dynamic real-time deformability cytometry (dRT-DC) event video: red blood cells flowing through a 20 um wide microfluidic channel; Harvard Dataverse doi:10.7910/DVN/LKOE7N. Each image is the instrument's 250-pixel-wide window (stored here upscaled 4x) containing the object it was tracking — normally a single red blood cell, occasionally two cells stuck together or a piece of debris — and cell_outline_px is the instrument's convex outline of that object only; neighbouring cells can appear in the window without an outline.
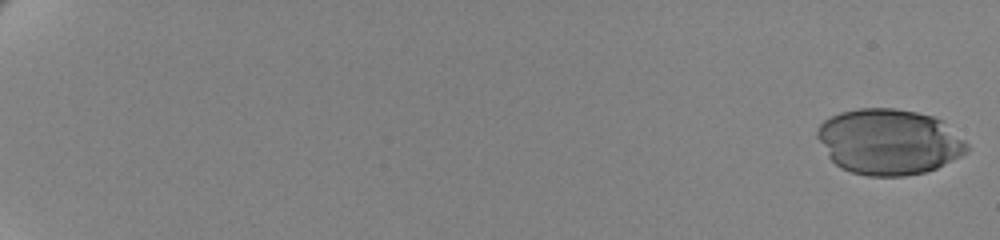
{"species": "human", "species_latin": "Homo sapiens", "temperature_condition": "cold", "stored_images_in_passage": 40, "camera_frame_rate_fps": 3000, "um_per_image_px": 0.085, "donor": {"sex": "female"}, "frame": {"image": 1, "passage_image": 1, "time_ms": 0.0, "image_size_px": [1000, 240], "cell_outline_px": [[968, 152], [936, 168], [924, 172], [904, 176], [868, 176], [852, 172], [840, 168], [828, 156], [816, 136], [816, 128], [824, 120], [840, 112], [860, 108], [892, 108], [916, 112], [932, 116], [944, 120], [968, 144]], "centroid_in_image_um": [75.56, 12.04], "position_along_channel_um": 9.4, "area_um2": 57.4}}
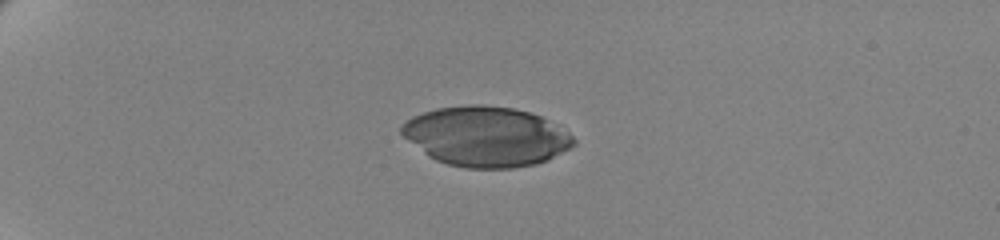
{"frame": {"image": 2, "passage_image": 18, "time_ms": 5.667, "image_size_px": [1000, 240], "cell_outline_px": [[576, 144], [548, 160], [536, 164], [512, 168], [464, 168], [448, 164], [436, 160], [428, 156], [408, 140], [400, 132], [400, 124], [412, 116], [436, 108], [468, 104], [484, 104], [512, 108], [528, 112], [540, 116], [568, 132], [576, 140]], "centroid_in_image_um": [41.29, 11.6], "position_along_channel_um": 43.7, "area_um2": 60.11}}